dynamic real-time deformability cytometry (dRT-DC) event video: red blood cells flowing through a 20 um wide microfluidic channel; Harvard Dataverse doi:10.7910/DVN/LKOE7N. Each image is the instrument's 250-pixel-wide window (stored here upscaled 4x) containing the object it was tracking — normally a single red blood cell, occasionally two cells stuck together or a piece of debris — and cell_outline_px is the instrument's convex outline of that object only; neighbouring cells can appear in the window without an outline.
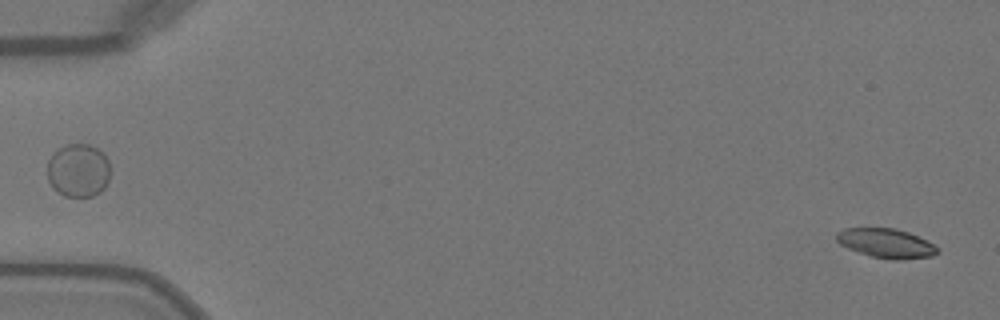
{"species": "Egyptian fruit bat (a non-hibernating species)", "species_latin": "Rousettus aegyptiacus", "temperature_condition": "warm", "stored_images_in_passage": 49, "camera_frame_rate_fps": 3000, "um_per_image_px": 0.085, "animal": {"sex": "female"}, "frame": {"image": 1, "passage_image": 1, "time_ms": 0.0, "image_size_px": [1000, 320], "cell_outline_px": [[940, 252], [932, 256], [896, 260], [872, 256], [848, 248], [840, 244], [836, 240], [836, 232], [844, 228], [896, 228], [908, 232], [928, 240], [940, 248]], "centroid_in_image_um": [75.35, 20.66], "position_along_channel_um": 9.6, "area_um2": 17.28}}
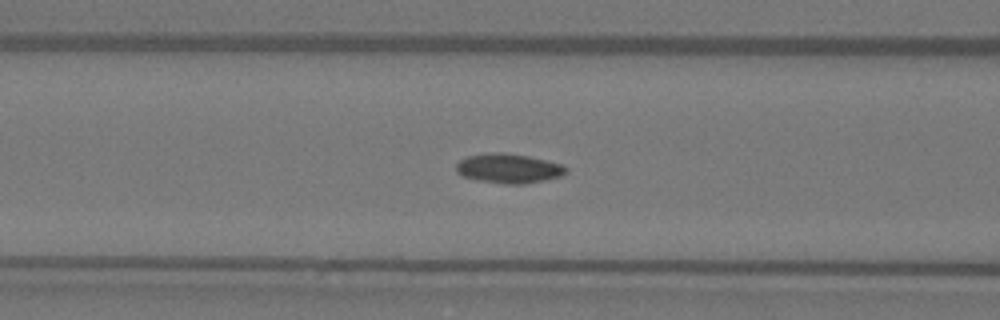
{"frame": {"image": 2, "passage_image": 20, "time_ms": 6.333, "image_size_px": [1000, 320], "cell_outline_px": [[568, 172], [560, 176], [544, 180], [524, 184], [504, 184], [476, 180], [464, 176], [456, 172], [456, 164], [460, 160], [468, 156], [492, 152], [504, 152], [528, 156], [560, 164], [568, 168]], "centroid_in_image_um": [43.22, 14.32], "position_along_channel_um": 123.4, "area_um2": 18.84}}
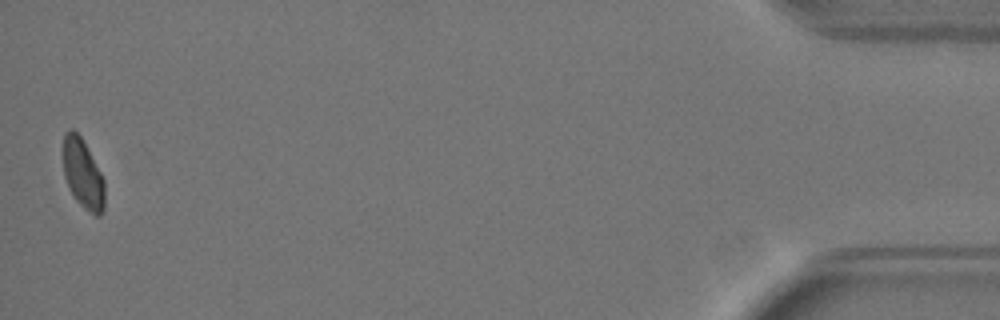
{"frame": {"image": 3, "passage_image": 49, "time_ms": 16.0, "image_size_px": [1000, 320], "cell_outline_px": [[104, 212], [100, 216], [96, 216], [84, 208], [72, 196], [64, 176], [64, 132], [68, 128], [72, 128], [80, 136], [100, 172], [104, 180]], "centroid_in_image_um": [7.04, 14.81], "position_along_channel_um": 428.2, "area_um2": 16.65}, "authors_computed_cell_mechanics": {"area_um2": 17.9758, "velocity_mm_per_s": 4.0638, "shape_relaxation_time_tau1_ms": 6.8907, "shape_relaxation_time_tau2_ms": 5.7936, "deformation_change_tau1": 0.1363, "deformation_change_tau2": 0.0984}}